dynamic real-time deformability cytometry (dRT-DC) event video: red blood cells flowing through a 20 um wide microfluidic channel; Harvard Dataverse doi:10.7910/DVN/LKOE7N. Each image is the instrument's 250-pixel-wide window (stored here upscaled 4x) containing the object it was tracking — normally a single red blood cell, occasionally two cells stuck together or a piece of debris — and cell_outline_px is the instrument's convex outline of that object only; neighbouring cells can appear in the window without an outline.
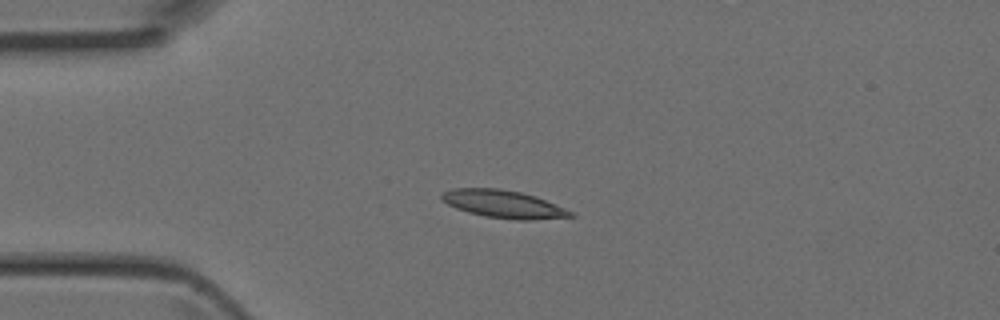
{"species": "Egyptian fruit bat (a non-hibernating species)", "species_latin": "Rousettus aegyptiacus", "temperature_condition": "room temperature", "stored_images_in_passage": 3, "camera_frame_rate_fps": 3000, "um_per_image_px": 0.085, "animal": {"sex": "female"}, "frame": {"image": 1, "passage_image": 2, "time_ms": 0.333, "image_size_px": [1000, 320], "cell_outline_px": [[576, 216], [532, 220], [516, 220], [484, 216], [468, 212], [456, 208], [440, 200], [440, 192], [452, 188], [500, 188], [520, 192], [544, 200], [564, 208], [572, 212]], "centroid_in_image_um": [42.72, 17.34], "position_along_channel_um": 42.3, "area_um2": 20.75}}